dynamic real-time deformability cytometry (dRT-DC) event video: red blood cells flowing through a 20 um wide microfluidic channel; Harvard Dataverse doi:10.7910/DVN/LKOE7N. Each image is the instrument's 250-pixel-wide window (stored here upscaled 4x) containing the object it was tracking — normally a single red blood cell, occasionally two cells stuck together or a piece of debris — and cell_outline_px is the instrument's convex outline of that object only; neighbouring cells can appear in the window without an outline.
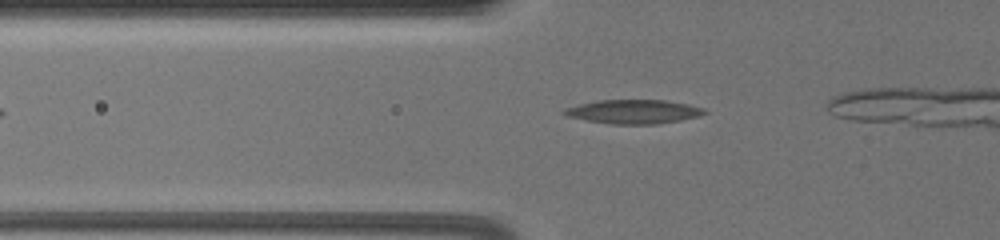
{"species": "common noctule bat (a hibernating species)", "species_latin": "Nyctalus noctula", "temperature_condition": "warm", "stored_images_in_passage": 19, "camera_frame_rate_fps": 3000, "um_per_image_px": 0.085, "animal": {"sex": "female", "body_mass_g": 19.5, "forearm_length_mm": 54.1}, "frame": {"image": 1, "passage_image": 9, "time_ms": 2.667, "image_size_px": [1000, 240], "cell_outline_px": [[708, 112], [700, 116], [680, 120], [656, 124], [612, 124], [588, 120], [568, 116], [560, 112], [564, 108], [580, 104], [600, 100], [664, 100], [688, 104], [704, 108]], "centroid_in_image_um": [53.88, 9.49], "position_along_channel_um": 71.9, "area_um2": 19.48}}
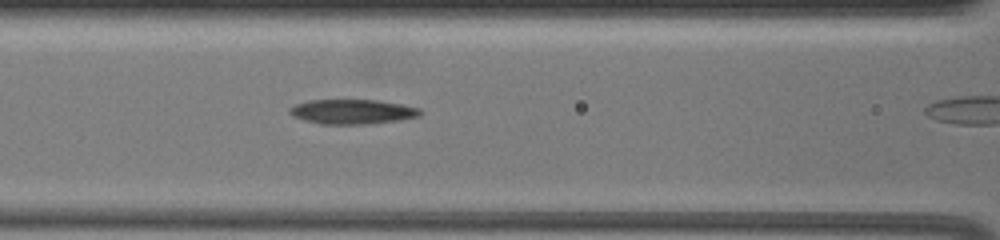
{"frame": {"image": 2, "passage_image": 15, "time_ms": 4.667, "image_size_px": [1000, 240], "cell_outline_px": [[420, 116], [400, 120], [368, 124], [320, 124], [304, 120], [292, 116], [288, 112], [288, 108], [296, 104], [308, 100], [376, 100], [400, 104], [420, 108]], "centroid_in_image_um": [29.91, 9.5], "position_along_channel_um": 136.7, "area_um2": 18.79}}
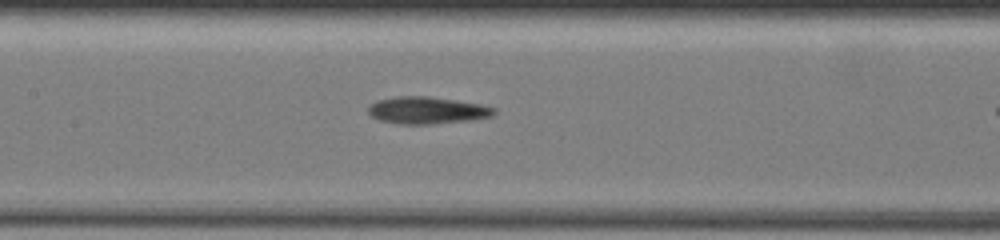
{"frame": {"image": 3, "passage_image": 18, "time_ms": 5.667, "image_size_px": [1000, 240], "cell_outline_px": [[496, 112], [492, 116], [468, 120], [432, 124], [400, 124], [380, 120], [372, 116], [368, 112], [368, 108], [376, 100], [396, 96], [428, 96], [480, 104], [496, 108]], "centroid_in_image_um": [36.29, 9.37], "position_along_channel_um": 171.1, "area_um2": 19.71}}